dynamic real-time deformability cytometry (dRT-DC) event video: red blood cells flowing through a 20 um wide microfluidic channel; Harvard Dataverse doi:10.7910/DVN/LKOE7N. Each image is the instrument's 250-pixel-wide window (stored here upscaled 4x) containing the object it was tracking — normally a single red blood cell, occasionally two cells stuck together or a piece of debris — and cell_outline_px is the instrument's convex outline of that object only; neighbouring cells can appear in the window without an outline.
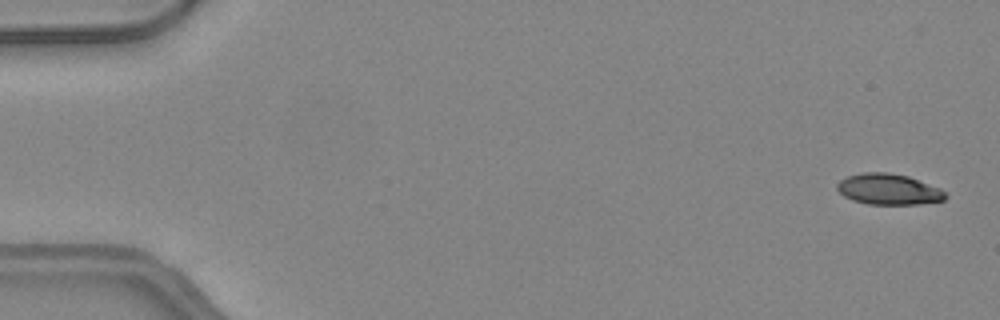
{"species": "common noctule bat (a hibernating species)", "species_latin": "Nyctalus noctula", "temperature_condition": "warm", "stored_images_in_passage": 45, "camera_frame_rate_fps": 3000, "um_per_image_px": 0.085, "animal": {"sex": "female", "body_mass_g": 24.6, "forearm_length_mm": 56.2}, "frame": {"image": 1, "passage_image": 2, "time_ms": 0.333, "image_size_px": [1000, 320], "cell_outline_px": [[948, 196], [944, 200], [920, 204], [868, 204], [852, 200], [844, 196], [836, 188], [836, 184], [840, 180], [848, 176], [864, 172], [888, 172], [908, 176], [940, 188]], "centroid_in_image_um": [75.52, 16.09], "position_along_channel_um": 9.5, "area_um2": 19.48}}
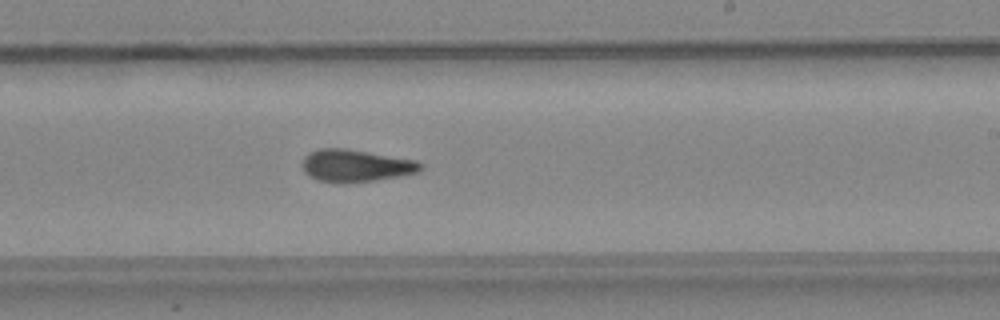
{"frame": {"image": 2, "passage_image": 30, "time_ms": 9.667, "image_size_px": [1000, 320], "cell_outline_px": [[424, 164], [416, 172], [400, 176], [372, 180], [340, 184], [320, 180], [308, 176], [304, 172], [300, 164], [304, 156], [308, 152], [320, 148], [344, 148], [416, 160]], "centroid_in_image_um": [30.16, 14.08], "position_along_channel_um": 258.8, "area_um2": 22.31}}
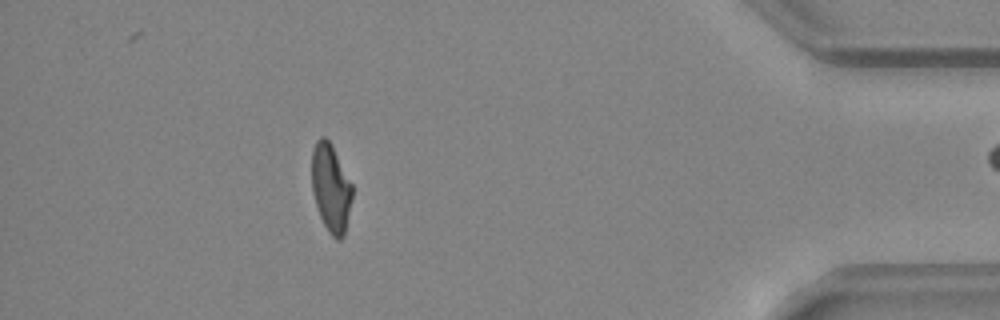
{"frame": {"image": 3, "passage_image": 44, "time_ms": 14.333, "image_size_px": [1000, 320], "cell_outline_px": [[352, 200], [344, 236], [340, 240], [336, 240], [328, 232], [320, 216], [312, 192], [312, 148], [316, 140], [320, 136], [324, 136], [332, 144], [352, 184]], "centroid_in_image_um": [28.12, 15.97], "position_along_channel_um": 407.1, "area_um2": 20.92}}